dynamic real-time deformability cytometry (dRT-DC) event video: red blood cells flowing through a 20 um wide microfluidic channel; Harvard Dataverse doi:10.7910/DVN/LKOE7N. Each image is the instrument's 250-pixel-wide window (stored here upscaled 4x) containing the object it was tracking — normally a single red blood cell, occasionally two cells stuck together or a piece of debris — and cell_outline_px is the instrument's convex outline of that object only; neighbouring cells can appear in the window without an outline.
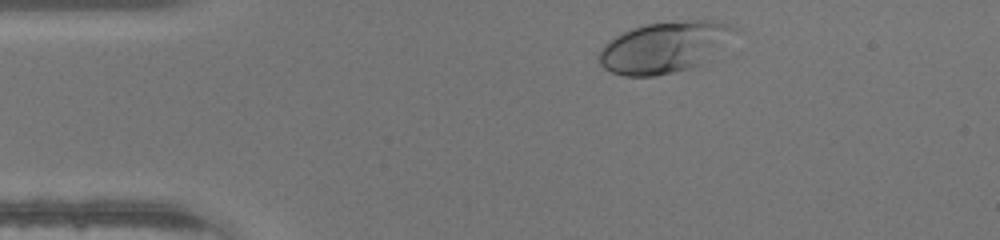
{"species": "human", "species_latin": "Homo sapiens", "temperature_condition": "warm", "stored_images_in_passage": 31, "camera_frame_rate_fps": 3000, "um_per_image_px": 0.085, "donor": {"sex": "male"}, "frame": {"image": 1, "passage_image": 2, "time_ms": 0.333, "image_size_px": [1000, 240], "cell_outline_px": [[736, 28], [704, 64], [692, 68], [656, 76], [624, 76], [612, 72], [604, 68], [600, 64], [596, 56], [600, 48], [608, 40], [632, 28], [644, 24], [684, 20], [712, 20], [732, 24]], "centroid_in_image_um": [56.39, 4.02], "position_along_channel_um": 28.6, "area_um2": 40.23}}
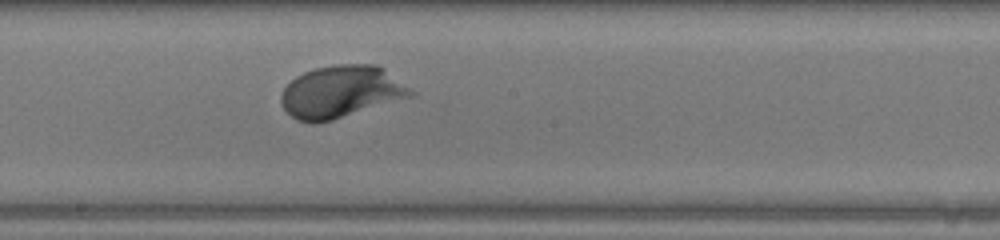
{"frame": {"image": 2, "passage_image": 19, "time_ms": 6.0, "image_size_px": [1000, 240], "cell_outline_px": [[416, 96], [332, 120], [316, 124], [312, 124], [296, 120], [284, 108], [280, 100], [280, 92], [296, 76], [304, 72], [316, 68], [336, 64], [376, 64], [384, 68], [416, 92]], "centroid_in_image_um": [29.02, 7.81], "position_along_channel_um": 219.2, "area_um2": 39.82}}
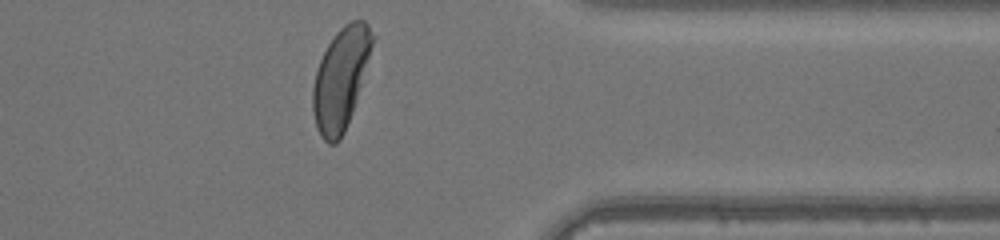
{"frame": {"image": 3, "passage_image": 31, "time_ms": 10.0, "image_size_px": [1000, 240], "cell_outline_px": [[376, 36], [356, 100], [352, 112], [344, 132], [340, 140], [336, 144], [328, 144], [320, 136], [316, 128], [312, 112], [312, 88], [316, 68], [328, 44], [336, 32], [344, 24], [352, 20], [364, 20], [368, 24]], "centroid_in_image_um": [28.95, 6.68], "position_along_channel_um": 382.4, "area_um2": 35.37}}